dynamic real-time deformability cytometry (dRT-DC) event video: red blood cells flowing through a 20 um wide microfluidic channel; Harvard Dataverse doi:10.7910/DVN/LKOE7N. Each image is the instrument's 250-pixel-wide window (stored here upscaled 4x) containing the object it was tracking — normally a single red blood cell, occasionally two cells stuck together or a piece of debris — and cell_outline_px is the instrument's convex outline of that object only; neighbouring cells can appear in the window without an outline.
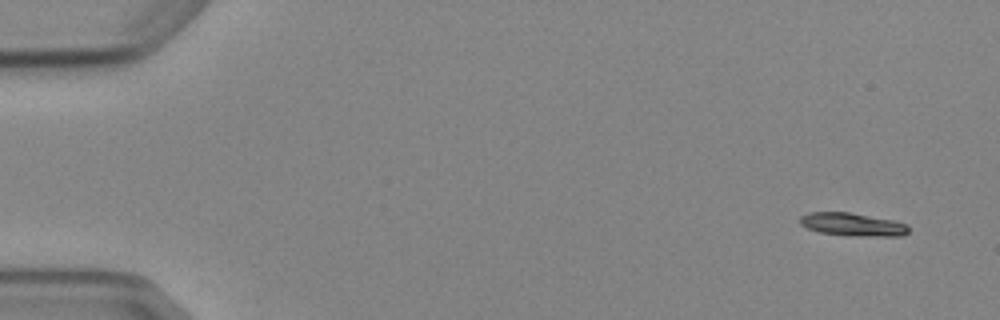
{"species": "Egyptian fruit bat (a non-hibernating species)", "species_latin": "Rousettus aegyptiacus", "temperature_condition": "cold", "stored_images_in_passage": 2, "segment_of_instrument_passage": [2, 2], "camera_frame_rate_fps": 3000, "um_per_image_px": 0.085, "animal": {"sex": "female"}, "frame": {"image": 1, "passage_image": 2, "time_ms": 1.333, "image_size_px": [1000, 320], "cell_outline_px": [[908, 232], [904, 236], [856, 236], [820, 232], [808, 228], [800, 224], [800, 216], [808, 212], [848, 212], [892, 220], [908, 224]], "centroid_in_image_um": [72.48, 19.08], "position_along_channel_um": 12.5, "area_um2": 14.51}}